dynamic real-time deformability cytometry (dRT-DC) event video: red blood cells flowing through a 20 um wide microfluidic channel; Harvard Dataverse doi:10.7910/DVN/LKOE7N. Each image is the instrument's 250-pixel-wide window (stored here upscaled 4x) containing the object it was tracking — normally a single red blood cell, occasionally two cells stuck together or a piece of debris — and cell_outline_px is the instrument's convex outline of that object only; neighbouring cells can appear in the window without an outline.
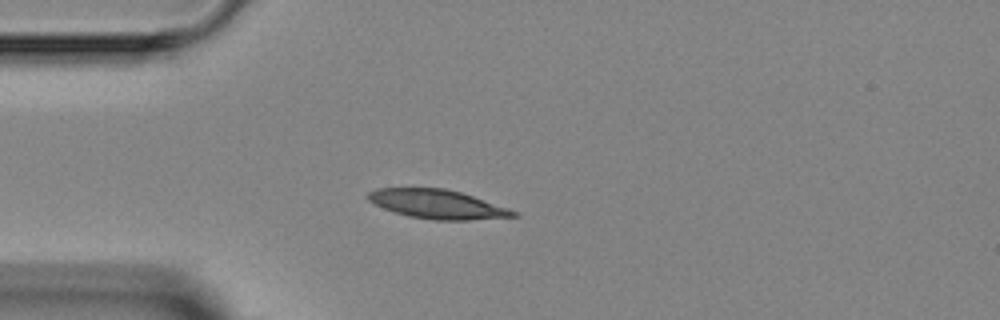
{"species": "Egyptian fruit bat (a non-hibernating species)", "species_latin": "Rousettus aegyptiacus", "temperature_condition": "room temperature", "stored_images_in_passage": 4, "camera_frame_rate_fps": 3000, "um_per_image_px": 0.085, "animal": {"sex": "female"}, "frame": {"image": 1, "passage_image": 3, "time_ms": 2.333, "image_size_px": [1000, 320], "cell_outline_px": [[520, 216], [468, 220], [436, 220], [408, 216], [384, 208], [368, 200], [368, 192], [376, 188], [444, 188], [460, 192], [520, 212]], "centroid_in_image_um": [37.2, 17.36], "position_along_channel_um": 47.8, "area_um2": 24.33}}